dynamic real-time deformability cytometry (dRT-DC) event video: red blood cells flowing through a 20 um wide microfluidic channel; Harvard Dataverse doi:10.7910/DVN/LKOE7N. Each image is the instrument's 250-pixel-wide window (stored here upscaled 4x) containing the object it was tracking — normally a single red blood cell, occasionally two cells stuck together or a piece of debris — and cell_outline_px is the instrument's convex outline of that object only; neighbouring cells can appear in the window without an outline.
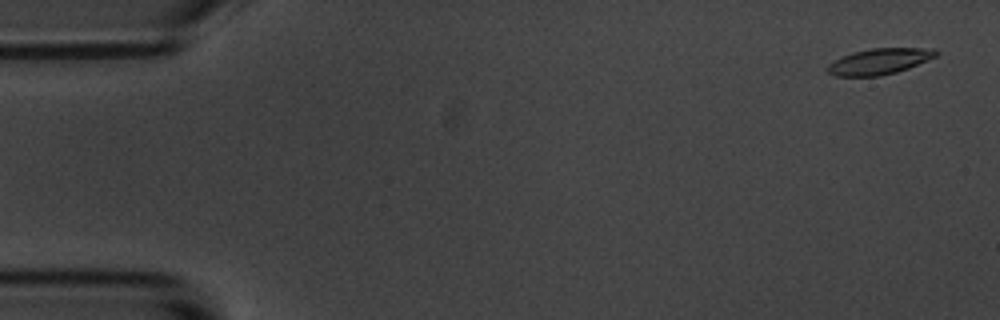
{"species": "common noctule bat (a hibernating species)", "species_latin": "Nyctalus noctula", "temperature_condition": "room temperature", "stored_images_in_passage": 13, "camera_frame_rate_fps": 3000, "um_per_image_px": 0.085, "animal": {"sex": "male", "body_mass_g": 20.1, "forearm_length_mm": 53.5}, "frame": {"image": 1, "passage_image": 1, "time_ms": 0.0, "image_size_px": [1000, 320], "cell_outline_px": [[940, 52], [936, 56], [928, 60], [908, 68], [896, 72], [880, 76], [836, 76], [828, 72], [828, 64], [852, 52], [872, 48], [936, 48]], "centroid_in_image_um": [74.8, 5.21], "position_along_channel_um": 10.2, "area_um2": 16.3}}
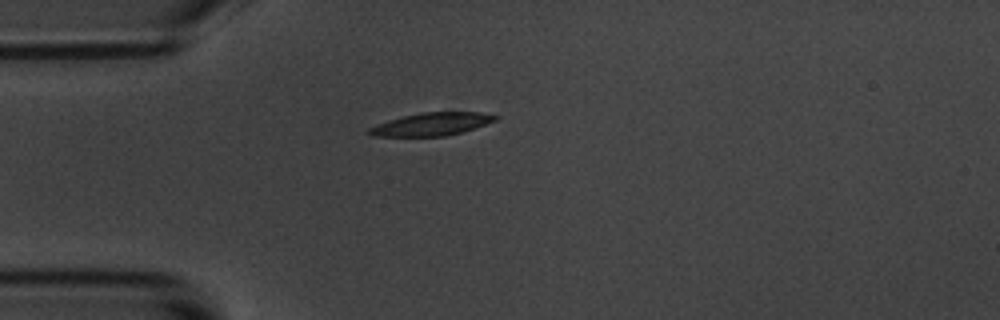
{"frame": {"image": 2, "passage_image": 4, "time_ms": 4.333, "image_size_px": [1000, 320], "cell_outline_px": [[500, 116], [496, 120], [460, 132], [444, 136], [376, 136], [364, 132], [368, 128], [388, 120], [420, 112], [480, 112]], "centroid_in_image_um": [36.65, 10.54], "position_along_channel_um": 48.4, "area_um2": 16.59}}
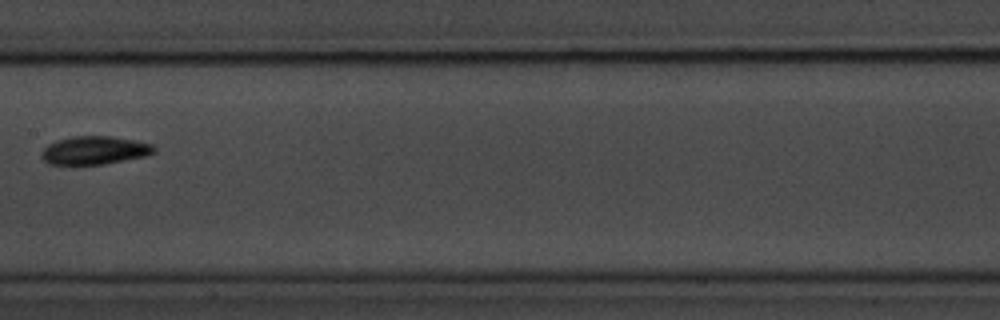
{"frame": {"image": 3, "passage_image": 8, "time_ms": 9.0, "image_size_px": [1000, 320], "cell_outline_px": [[156, 152], [148, 156], [104, 164], [68, 168], [48, 164], [40, 156], [40, 152], [48, 144], [56, 140], [72, 136], [112, 136], [136, 140], [152, 144], [156, 148]], "centroid_in_image_um": [7.98, 12.82], "position_along_channel_um": 199.4, "area_um2": 19.59}, "authors_computed_cell_mechanics": {"area_um2": 17.4556, "velocity_mm_per_s": 3.4857, "shape_relaxation_time_tau1_ms": 1.9365, "shape_relaxation_time_tau2_ms": 2.3017, "deformation_change_tau1": 0.0894, "deformation_change_tau2": 0.0605}}